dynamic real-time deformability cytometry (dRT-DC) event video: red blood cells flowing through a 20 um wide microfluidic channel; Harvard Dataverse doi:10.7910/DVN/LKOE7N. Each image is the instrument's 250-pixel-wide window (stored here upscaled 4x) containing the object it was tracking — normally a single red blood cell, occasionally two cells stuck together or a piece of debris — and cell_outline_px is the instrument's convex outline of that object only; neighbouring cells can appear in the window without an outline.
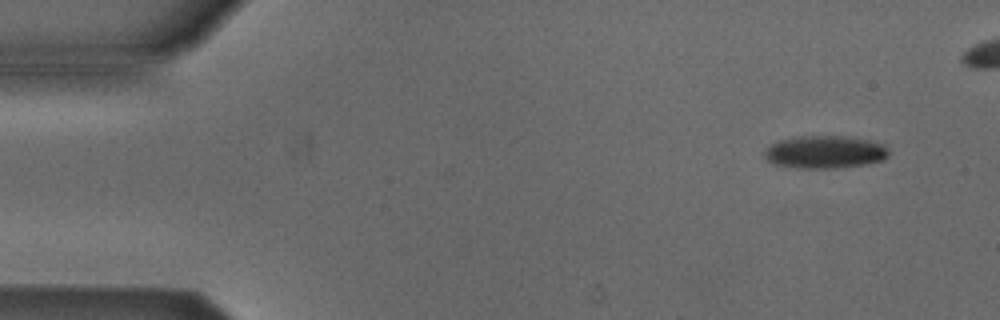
{"species": "Egyptian fruit bat (a non-hibernating species)", "species_latin": "Rousettus aegyptiacus", "temperature_condition": "cold", "stored_images_in_passage": 5, "camera_frame_rate_fps": 3000, "um_per_image_px": 0.085, "animal": {"sex": "male"}, "frame": {"image": 1, "passage_image": 1, "time_ms": 0.0, "image_size_px": [1000, 320], "cell_outline_px": [[888, 156], [884, 160], [864, 164], [836, 168], [804, 168], [776, 164], [768, 160], [764, 156], [764, 152], [772, 144], [780, 140], [796, 136], [844, 136], [868, 140], [884, 144], [888, 152]], "centroid_in_image_um": [70.14, 12.91], "position_along_channel_um": 14.9, "area_um2": 23.41}}